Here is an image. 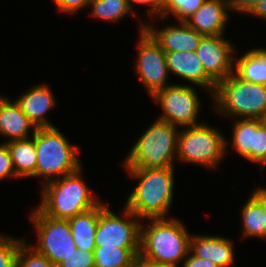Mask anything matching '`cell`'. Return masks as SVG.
Returning a JSON list of instances; mask_svg holds the SVG:
<instances>
[{
	"instance_id": "7402d4cb",
	"label": "cell",
	"mask_w": 266,
	"mask_h": 267,
	"mask_svg": "<svg viewBox=\"0 0 266 267\" xmlns=\"http://www.w3.org/2000/svg\"><path fill=\"white\" fill-rule=\"evenodd\" d=\"M232 120L231 140H228L227 137L225 140L226 156L229 149L228 145L231 142L232 150L236 151L238 156L251 162V148L253 147L254 132L263 124V120L249 118Z\"/></svg>"
},
{
	"instance_id": "52a82bcc",
	"label": "cell",
	"mask_w": 266,
	"mask_h": 267,
	"mask_svg": "<svg viewBox=\"0 0 266 267\" xmlns=\"http://www.w3.org/2000/svg\"><path fill=\"white\" fill-rule=\"evenodd\" d=\"M226 137L207 122L179 129L176 162L214 170L226 157ZM224 158V159H223Z\"/></svg>"
},
{
	"instance_id": "f1b7e54d",
	"label": "cell",
	"mask_w": 266,
	"mask_h": 267,
	"mask_svg": "<svg viewBox=\"0 0 266 267\" xmlns=\"http://www.w3.org/2000/svg\"><path fill=\"white\" fill-rule=\"evenodd\" d=\"M251 163L260 165L261 170L266 166V125L264 123L254 132Z\"/></svg>"
},
{
	"instance_id": "2e32d148",
	"label": "cell",
	"mask_w": 266,
	"mask_h": 267,
	"mask_svg": "<svg viewBox=\"0 0 266 267\" xmlns=\"http://www.w3.org/2000/svg\"><path fill=\"white\" fill-rule=\"evenodd\" d=\"M231 12L224 0H206L184 22L203 36L225 35Z\"/></svg>"
},
{
	"instance_id": "d590c367",
	"label": "cell",
	"mask_w": 266,
	"mask_h": 267,
	"mask_svg": "<svg viewBox=\"0 0 266 267\" xmlns=\"http://www.w3.org/2000/svg\"><path fill=\"white\" fill-rule=\"evenodd\" d=\"M247 15L266 22V0H260Z\"/></svg>"
},
{
	"instance_id": "4fadbf2b",
	"label": "cell",
	"mask_w": 266,
	"mask_h": 267,
	"mask_svg": "<svg viewBox=\"0 0 266 267\" xmlns=\"http://www.w3.org/2000/svg\"><path fill=\"white\" fill-rule=\"evenodd\" d=\"M161 28V29H160ZM145 30L160 45L165 53L196 51L203 35L190 28L184 21L156 27L145 23Z\"/></svg>"
},
{
	"instance_id": "f546056e",
	"label": "cell",
	"mask_w": 266,
	"mask_h": 267,
	"mask_svg": "<svg viewBox=\"0 0 266 267\" xmlns=\"http://www.w3.org/2000/svg\"><path fill=\"white\" fill-rule=\"evenodd\" d=\"M57 267H94V252L78 249L75 254L65 258Z\"/></svg>"
},
{
	"instance_id": "1f68e13d",
	"label": "cell",
	"mask_w": 266,
	"mask_h": 267,
	"mask_svg": "<svg viewBox=\"0 0 266 267\" xmlns=\"http://www.w3.org/2000/svg\"><path fill=\"white\" fill-rule=\"evenodd\" d=\"M127 2L132 9L137 4L139 6L148 5V9H146V15L147 17L149 16L150 19H153L154 17H159L162 14L167 0H127Z\"/></svg>"
},
{
	"instance_id": "6da1fadb",
	"label": "cell",
	"mask_w": 266,
	"mask_h": 267,
	"mask_svg": "<svg viewBox=\"0 0 266 267\" xmlns=\"http://www.w3.org/2000/svg\"><path fill=\"white\" fill-rule=\"evenodd\" d=\"M128 176L138 180L126 197L125 206L137 217L169 218L174 201L175 167L125 168Z\"/></svg>"
},
{
	"instance_id": "8992f818",
	"label": "cell",
	"mask_w": 266,
	"mask_h": 267,
	"mask_svg": "<svg viewBox=\"0 0 266 267\" xmlns=\"http://www.w3.org/2000/svg\"><path fill=\"white\" fill-rule=\"evenodd\" d=\"M179 127L156 118L126 153L125 168L175 167Z\"/></svg>"
},
{
	"instance_id": "44dd1931",
	"label": "cell",
	"mask_w": 266,
	"mask_h": 267,
	"mask_svg": "<svg viewBox=\"0 0 266 267\" xmlns=\"http://www.w3.org/2000/svg\"><path fill=\"white\" fill-rule=\"evenodd\" d=\"M5 144L8 146L12 164L19 179L35 178L37 162L35 133L33 137L13 140Z\"/></svg>"
},
{
	"instance_id": "ba28073f",
	"label": "cell",
	"mask_w": 266,
	"mask_h": 267,
	"mask_svg": "<svg viewBox=\"0 0 266 267\" xmlns=\"http://www.w3.org/2000/svg\"><path fill=\"white\" fill-rule=\"evenodd\" d=\"M30 211V222L36 234V243L31 247L46 256L54 267L77 252L68 220L51 218L37 207Z\"/></svg>"
},
{
	"instance_id": "8fae6325",
	"label": "cell",
	"mask_w": 266,
	"mask_h": 267,
	"mask_svg": "<svg viewBox=\"0 0 266 267\" xmlns=\"http://www.w3.org/2000/svg\"><path fill=\"white\" fill-rule=\"evenodd\" d=\"M139 25L138 41H136L138 52L134 71L151 98L160 89L173 83H168L170 77L165 52L145 30V22Z\"/></svg>"
},
{
	"instance_id": "30bf717a",
	"label": "cell",
	"mask_w": 266,
	"mask_h": 267,
	"mask_svg": "<svg viewBox=\"0 0 266 267\" xmlns=\"http://www.w3.org/2000/svg\"><path fill=\"white\" fill-rule=\"evenodd\" d=\"M108 205L101 201V213L95 234L96 247L140 248V229L143 220L126 206H123L119 216L110 210Z\"/></svg>"
},
{
	"instance_id": "836d02e7",
	"label": "cell",
	"mask_w": 266,
	"mask_h": 267,
	"mask_svg": "<svg viewBox=\"0 0 266 267\" xmlns=\"http://www.w3.org/2000/svg\"><path fill=\"white\" fill-rule=\"evenodd\" d=\"M232 13L247 15L260 0H224Z\"/></svg>"
},
{
	"instance_id": "7c38bea8",
	"label": "cell",
	"mask_w": 266,
	"mask_h": 267,
	"mask_svg": "<svg viewBox=\"0 0 266 267\" xmlns=\"http://www.w3.org/2000/svg\"><path fill=\"white\" fill-rule=\"evenodd\" d=\"M235 45L225 35L203 36L196 49L205 73L217 84L234 72Z\"/></svg>"
},
{
	"instance_id": "277c9868",
	"label": "cell",
	"mask_w": 266,
	"mask_h": 267,
	"mask_svg": "<svg viewBox=\"0 0 266 267\" xmlns=\"http://www.w3.org/2000/svg\"><path fill=\"white\" fill-rule=\"evenodd\" d=\"M211 99L213 110L223 118L266 119V85L244 81L234 73L216 84Z\"/></svg>"
},
{
	"instance_id": "d6986e66",
	"label": "cell",
	"mask_w": 266,
	"mask_h": 267,
	"mask_svg": "<svg viewBox=\"0 0 266 267\" xmlns=\"http://www.w3.org/2000/svg\"><path fill=\"white\" fill-rule=\"evenodd\" d=\"M100 213L101 202L96 207L68 219L77 249L94 252L96 247L95 234Z\"/></svg>"
},
{
	"instance_id": "9c48e42d",
	"label": "cell",
	"mask_w": 266,
	"mask_h": 267,
	"mask_svg": "<svg viewBox=\"0 0 266 267\" xmlns=\"http://www.w3.org/2000/svg\"><path fill=\"white\" fill-rule=\"evenodd\" d=\"M196 87L199 86L176 84L175 82L156 92L151 99L162 110L157 119L169 122L179 128L204 122L203 120L199 121L198 115L202 104Z\"/></svg>"
},
{
	"instance_id": "d6a6232c",
	"label": "cell",
	"mask_w": 266,
	"mask_h": 267,
	"mask_svg": "<svg viewBox=\"0 0 266 267\" xmlns=\"http://www.w3.org/2000/svg\"><path fill=\"white\" fill-rule=\"evenodd\" d=\"M91 0H52L57 6L58 12L65 13L67 15H73L79 13L84 9H87ZM87 7V8H86Z\"/></svg>"
},
{
	"instance_id": "484cf974",
	"label": "cell",
	"mask_w": 266,
	"mask_h": 267,
	"mask_svg": "<svg viewBox=\"0 0 266 267\" xmlns=\"http://www.w3.org/2000/svg\"><path fill=\"white\" fill-rule=\"evenodd\" d=\"M206 0H167L162 14L155 21H168L172 16L178 21H185L189 16L195 13Z\"/></svg>"
},
{
	"instance_id": "9a60e30c",
	"label": "cell",
	"mask_w": 266,
	"mask_h": 267,
	"mask_svg": "<svg viewBox=\"0 0 266 267\" xmlns=\"http://www.w3.org/2000/svg\"><path fill=\"white\" fill-rule=\"evenodd\" d=\"M53 95L48 84L40 83L31 86L15 101L37 128L55 127V124H52L46 117L47 113L53 110L57 103L55 95Z\"/></svg>"
},
{
	"instance_id": "ac0fdd59",
	"label": "cell",
	"mask_w": 266,
	"mask_h": 267,
	"mask_svg": "<svg viewBox=\"0 0 266 267\" xmlns=\"http://www.w3.org/2000/svg\"><path fill=\"white\" fill-rule=\"evenodd\" d=\"M36 129L15 100L0 96V135L7 139L2 143L33 137Z\"/></svg>"
},
{
	"instance_id": "8d00e7d4",
	"label": "cell",
	"mask_w": 266,
	"mask_h": 267,
	"mask_svg": "<svg viewBox=\"0 0 266 267\" xmlns=\"http://www.w3.org/2000/svg\"><path fill=\"white\" fill-rule=\"evenodd\" d=\"M250 194H252L263 205L266 223V186H257V188L255 187L254 191Z\"/></svg>"
},
{
	"instance_id": "5b68a950",
	"label": "cell",
	"mask_w": 266,
	"mask_h": 267,
	"mask_svg": "<svg viewBox=\"0 0 266 267\" xmlns=\"http://www.w3.org/2000/svg\"><path fill=\"white\" fill-rule=\"evenodd\" d=\"M35 147V178H42L40 185L73 173L83 166L79 146L71 144L56 126L37 128Z\"/></svg>"
},
{
	"instance_id": "d4e9b609",
	"label": "cell",
	"mask_w": 266,
	"mask_h": 267,
	"mask_svg": "<svg viewBox=\"0 0 266 267\" xmlns=\"http://www.w3.org/2000/svg\"><path fill=\"white\" fill-rule=\"evenodd\" d=\"M88 8L91 9L90 16L103 22L116 23L130 14L136 17L134 9L129 6L127 0H91Z\"/></svg>"
},
{
	"instance_id": "74e56055",
	"label": "cell",
	"mask_w": 266,
	"mask_h": 267,
	"mask_svg": "<svg viewBox=\"0 0 266 267\" xmlns=\"http://www.w3.org/2000/svg\"><path fill=\"white\" fill-rule=\"evenodd\" d=\"M133 267H179V266L173 264H158L146 261L141 257H137L134 261Z\"/></svg>"
},
{
	"instance_id": "ffe728a7",
	"label": "cell",
	"mask_w": 266,
	"mask_h": 267,
	"mask_svg": "<svg viewBox=\"0 0 266 267\" xmlns=\"http://www.w3.org/2000/svg\"><path fill=\"white\" fill-rule=\"evenodd\" d=\"M233 73L244 81L266 85V48H253L235 56Z\"/></svg>"
},
{
	"instance_id": "e575fe53",
	"label": "cell",
	"mask_w": 266,
	"mask_h": 267,
	"mask_svg": "<svg viewBox=\"0 0 266 267\" xmlns=\"http://www.w3.org/2000/svg\"><path fill=\"white\" fill-rule=\"evenodd\" d=\"M181 267H219V266L214 262H212L211 260L198 258L189 251L188 256L182 262Z\"/></svg>"
},
{
	"instance_id": "5bb4252c",
	"label": "cell",
	"mask_w": 266,
	"mask_h": 267,
	"mask_svg": "<svg viewBox=\"0 0 266 267\" xmlns=\"http://www.w3.org/2000/svg\"><path fill=\"white\" fill-rule=\"evenodd\" d=\"M169 75L183 79L187 84L196 85L208 91L209 96L215 91L216 83L205 73L201 60L195 51L165 53Z\"/></svg>"
},
{
	"instance_id": "7a4b0ae2",
	"label": "cell",
	"mask_w": 266,
	"mask_h": 267,
	"mask_svg": "<svg viewBox=\"0 0 266 267\" xmlns=\"http://www.w3.org/2000/svg\"><path fill=\"white\" fill-rule=\"evenodd\" d=\"M141 223L138 257L158 264L179 266L188 256L191 233L178 218H148ZM149 221V222H148Z\"/></svg>"
},
{
	"instance_id": "e0dca14e",
	"label": "cell",
	"mask_w": 266,
	"mask_h": 267,
	"mask_svg": "<svg viewBox=\"0 0 266 267\" xmlns=\"http://www.w3.org/2000/svg\"><path fill=\"white\" fill-rule=\"evenodd\" d=\"M235 246L232 239L217 235L192 234L190 252L201 259L211 260L219 267L235 266Z\"/></svg>"
},
{
	"instance_id": "603a6c76",
	"label": "cell",
	"mask_w": 266,
	"mask_h": 267,
	"mask_svg": "<svg viewBox=\"0 0 266 267\" xmlns=\"http://www.w3.org/2000/svg\"><path fill=\"white\" fill-rule=\"evenodd\" d=\"M241 239L258 238L266 239V223L263 205L251 194L240 210Z\"/></svg>"
},
{
	"instance_id": "cb8c5ba5",
	"label": "cell",
	"mask_w": 266,
	"mask_h": 267,
	"mask_svg": "<svg viewBox=\"0 0 266 267\" xmlns=\"http://www.w3.org/2000/svg\"><path fill=\"white\" fill-rule=\"evenodd\" d=\"M139 249L97 246L94 249V267H133Z\"/></svg>"
},
{
	"instance_id": "4316f807",
	"label": "cell",
	"mask_w": 266,
	"mask_h": 267,
	"mask_svg": "<svg viewBox=\"0 0 266 267\" xmlns=\"http://www.w3.org/2000/svg\"><path fill=\"white\" fill-rule=\"evenodd\" d=\"M15 267H54V265L24 240L19 247Z\"/></svg>"
},
{
	"instance_id": "4dcf8cb0",
	"label": "cell",
	"mask_w": 266,
	"mask_h": 267,
	"mask_svg": "<svg viewBox=\"0 0 266 267\" xmlns=\"http://www.w3.org/2000/svg\"><path fill=\"white\" fill-rule=\"evenodd\" d=\"M18 179L14 170L8 146L0 142V182L6 179Z\"/></svg>"
},
{
	"instance_id": "83f0119b",
	"label": "cell",
	"mask_w": 266,
	"mask_h": 267,
	"mask_svg": "<svg viewBox=\"0 0 266 267\" xmlns=\"http://www.w3.org/2000/svg\"><path fill=\"white\" fill-rule=\"evenodd\" d=\"M24 240L0 233V267H15L19 247Z\"/></svg>"
},
{
	"instance_id": "3957f363",
	"label": "cell",
	"mask_w": 266,
	"mask_h": 267,
	"mask_svg": "<svg viewBox=\"0 0 266 267\" xmlns=\"http://www.w3.org/2000/svg\"><path fill=\"white\" fill-rule=\"evenodd\" d=\"M83 167L61 178L41 185V201L37 208L54 219L68 220L96 207L102 200L97 198L83 177Z\"/></svg>"
}]
</instances>
